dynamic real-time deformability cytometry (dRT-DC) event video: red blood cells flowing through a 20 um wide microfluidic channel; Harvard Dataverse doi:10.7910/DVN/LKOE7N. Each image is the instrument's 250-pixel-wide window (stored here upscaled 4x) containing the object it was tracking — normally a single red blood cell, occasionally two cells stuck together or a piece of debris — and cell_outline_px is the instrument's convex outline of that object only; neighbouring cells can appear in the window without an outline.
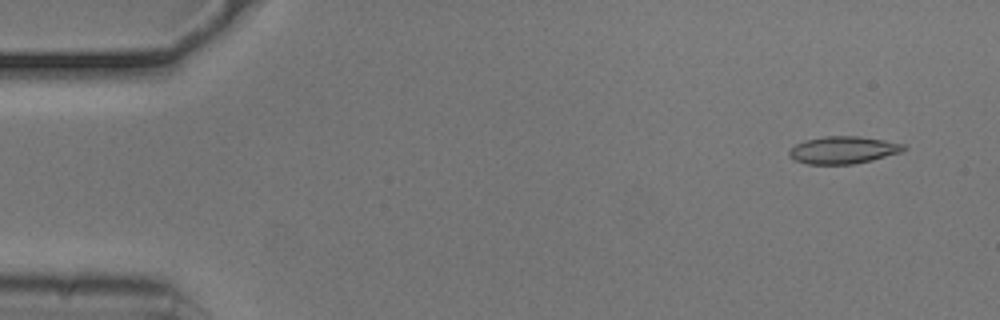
{"species": "common noctule bat (a hibernating species)", "species_latin": "Nyctalus noctula", "temperature_condition": "cold", "stored_images_in_passage": 54, "camera_frame_rate_fps": 3000, "um_per_image_px": 0.085, "animal": {"sex": "male", "body_mass_g": 20.5, "forearm_length_mm": 52.5}, "frame": {"image": 1, "passage_image": 4, "time_ms": 1.0, "image_size_px": [1000, 320], "cell_outline_px": [[908, 148], [900, 152], [872, 160], [852, 164], [808, 164], [796, 160], [788, 156], [788, 152], [796, 144], [804, 140], [824, 136], [860, 136], [908, 144]], "centroid_in_image_um": [71.7, 12.74], "position_along_channel_um": 13.3, "area_um2": 18.32}}
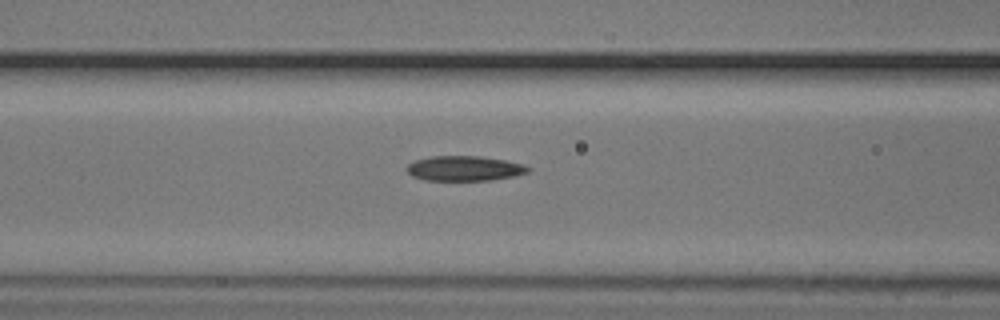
{"frame": {"image": 2, "passage_image": 22, "time_ms": 7.0, "image_size_px": [1000, 320], "cell_outline_px": [[532, 168], [528, 172], [516, 176], [492, 180], [424, 180], [412, 176], [408, 172], [408, 164], [416, 160], [432, 156], [480, 156], [504, 160], [524, 164]], "centroid_in_image_um": [39.52, 14.31], "position_along_channel_um": 127.1, "area_um2": 17.63}}
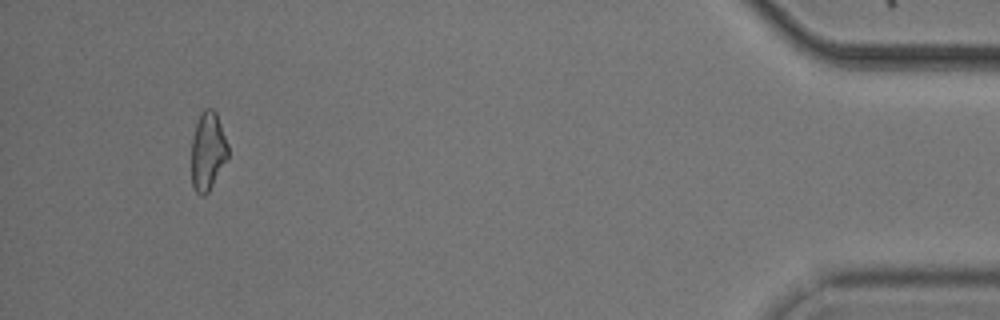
{"frame": {"image": 3, "passage_image": 51, "time_ms": 16.667, "image_size_px": [1000, 320], "cell_outline_px": [[228, 156], [208, 192], [204, 196], [200, 196], [192, 188], [192, 136], [200, 112], [204, 108], [212, 108], [216, 112], [228, 144]], "centroid_in_image_um": [17.65, 12.83], "position_along_channel_um": 417.6, "area_um2": 16.65}}